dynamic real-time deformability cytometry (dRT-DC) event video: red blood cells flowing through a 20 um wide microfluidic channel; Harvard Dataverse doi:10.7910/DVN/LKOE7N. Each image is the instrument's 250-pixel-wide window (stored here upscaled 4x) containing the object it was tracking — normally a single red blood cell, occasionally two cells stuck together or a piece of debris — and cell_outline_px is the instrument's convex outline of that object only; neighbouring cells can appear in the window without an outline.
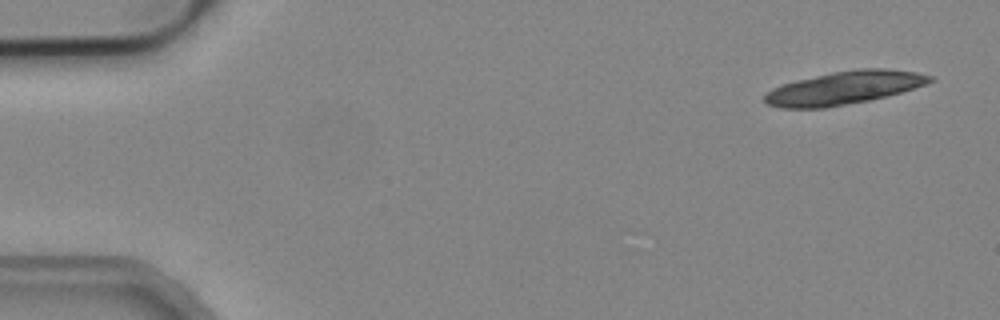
{"species": "common noctule bat (a hibernating species)", "species_latin": "Nyctalus noctula", "temperature_condition": "cold", "stored_images_in_passage": 6, "camera_frame_rate_fps": 3000, "um_per_image_px": 0.085, "animal": {"sex": "male", "body_mass_g": 19.2, "forearm_length_mm": 51.8}, "frame": {"image": 1, "passage_image": 1, "time_ms": 0.0, "image_size_px": [1000, 320], "cell_outline_px": [[936, 80], [900, 92], [868, 100], [824, 108], [780, 108], [768, 104], [764, 100], [764, 96], [772, 88], [796, 80], [832, 72], [856, 68], [888, 68], [916, 72], [932, 76]], "centroid_in_image_um": [71.74, 7.45], "position_along_channel_um": 13.3, "area_um2": 31.62}}
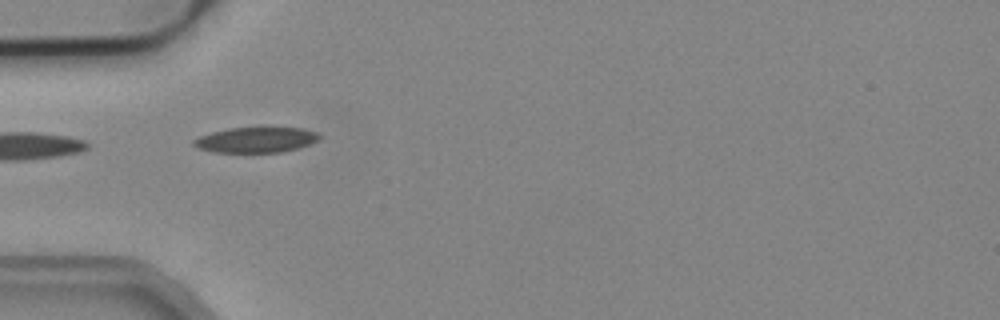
{"frame": {"image": 2, "passage_image": 5, "time_ms": 1.333, "image_size_px": [1000, 320], "cell_outline_px": [[320, 136], [316, 140], [308, 144], [284, 152], [212, 152], [200, 148], [192, 144], [192, 140], [200, 136], [212, 132], [228, 128], [260, 124], [268, 124], [300, 128], [316, 132]], "centroid_in_image_um": [21.75, 11.82], "position_along_channel_um": 63.2, "area_um2": 19.42}}